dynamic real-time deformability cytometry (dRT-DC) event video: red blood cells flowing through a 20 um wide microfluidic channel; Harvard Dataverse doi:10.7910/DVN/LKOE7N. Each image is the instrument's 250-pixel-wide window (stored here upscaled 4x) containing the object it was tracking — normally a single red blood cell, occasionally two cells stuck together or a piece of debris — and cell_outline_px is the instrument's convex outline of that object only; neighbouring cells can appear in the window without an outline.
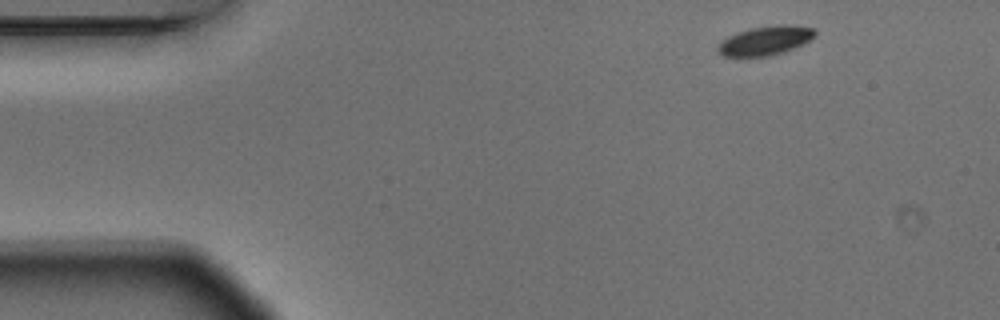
{"species": "Egyptian fruit bat (a non-hibernating species)", "species_latin": "Rousettus aegyptiacus", "temperature_condition": "warm", "stored_images_in_passage": 4, "segment_of_instrument_passage": [1, 2], "camera_frame_rate_fps": 3000, "um_per_image_px": 0.085, "animal": {"sex": "male"}, "frame": {"image": 1, "passage_image": 1, "time_ms": 0.0, "image_size_px": [1000, 320], "cell_outline_px": [[816, 36], [784, 52], [768, 56], [724, 56], [716, 52], [716, 44], [720, 40], [736, 32], [752, 28], [776, 24], [788, 24], [816, 28]], "centroid_in_image_um": [65.0, 3.43], "position_along_channel_um": 20.0, "area_um2": 16.65}}
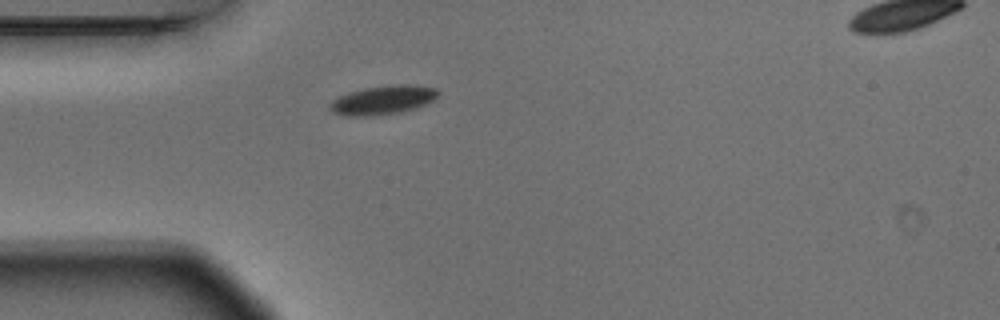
{"frame": {"image": 2, "passage_image": 3, "time_ms": 0.667, "image_size_px": [1000, 320], "cell_outline_px": [[440, 92], [432, 100], [416, 108], [400, 112], [372, 116], [348, 116], [332, 112], [328, 108], [328, 104], [332, 100], [348, 92], [364, 88], [396, 84], [416, 84], [436, 88]], "centroid_in_image_um": [32.53, 8.49], "position_along_channel_um": 52.5, "area_um2": 18.32}}